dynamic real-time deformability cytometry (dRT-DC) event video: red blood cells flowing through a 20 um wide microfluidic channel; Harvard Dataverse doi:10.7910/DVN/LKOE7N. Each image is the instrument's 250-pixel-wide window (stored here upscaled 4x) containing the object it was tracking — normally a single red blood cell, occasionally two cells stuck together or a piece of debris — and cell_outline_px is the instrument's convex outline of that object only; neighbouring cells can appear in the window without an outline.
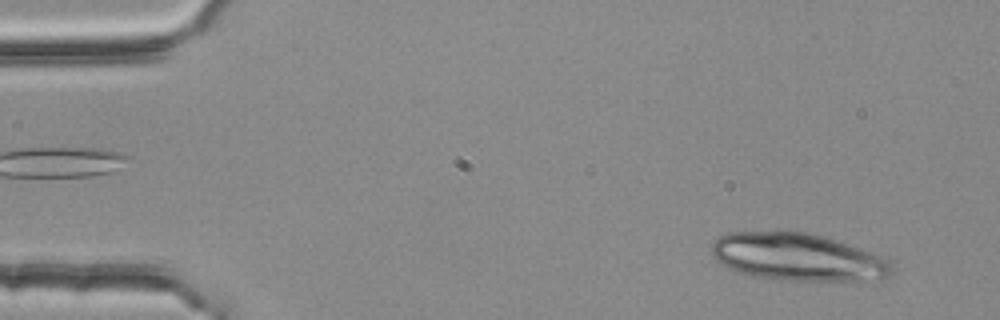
{"species": "common noctule bat (a hibernating species)", "species_latin": "Nyctalus noctula", "temperature_condition": "room temperature", "stored_images_in_passage": 50, "camera_frame_rate_fps": 3000, "um_per_image_px": 0.085, "animal": {"sex": "female", "body_mass_g": 25.1}, "frame": {"image": 1, "passage_image": 3, "time_ms": 0.667, "image_size_px": [1000, 320], "cell_outline_px": [[896, 272], [884, 280], [780, 280], [756, 276], [740, 272], [728, 268], [720, 264], [712, 256], [712, 244], [720, 236], [728, 232], [804, 232], [820, 236], [880, 256], [888, 260], [896, 268]], "centroid_in_image_um": [67.81, 21.88], "position_along_channel_um": 17.2, "area_um2": 49.36}}
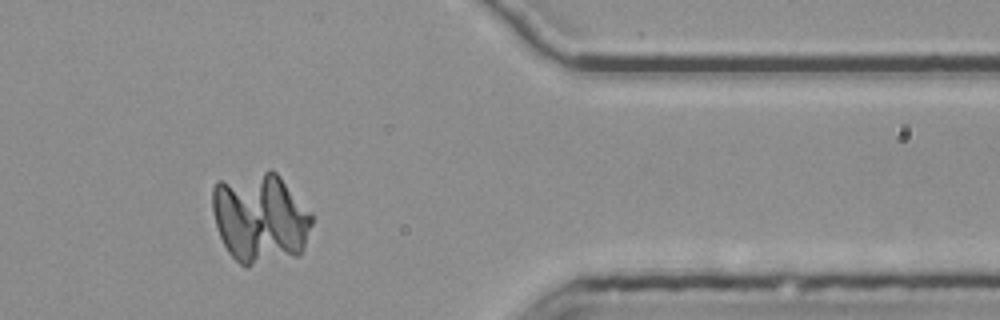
{"frame": {"image": 2, "passage_image": 43, "time_ms": 14.0, "image_size_px": [1000, 320], "cell_outline_px": [[312, 224], [304, 248], [300, 256], [248, 268], [244, 268], [228, 252], [216, 228], [212, 212], [212, 188], [216, 180], [268, 168], [276, 172], [280, 176], [312, 212]], "centroid_in_image_um": [22.11, 18.53], "position_along_channel_um": 389.3, "area_um2": 53.93}}
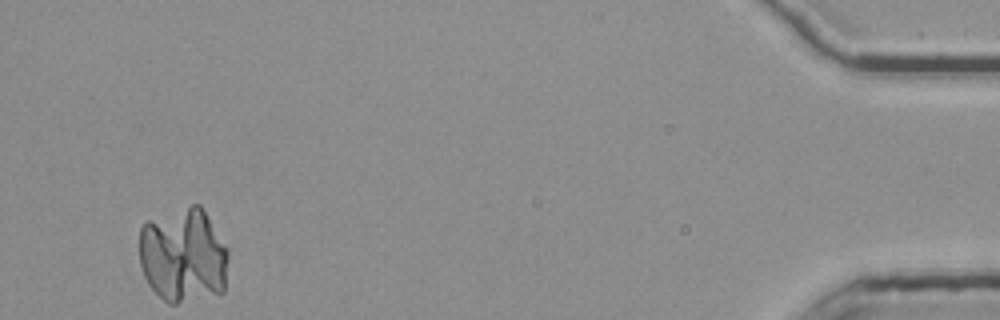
{"frame": {"image": 3, "passage_image": 50, "time_ms": 16.333, "image_size_px": [1000, 320], "cell_outline_px": [[228, 256], [224, 292], [176, 304], [168, 304], [148, 284], [140, 268], [140, 228], [148, 220], [192, 204], [200, 204], [228, 248]], "centroid_in_image_um": [15.58, 21.71], "position_along_channel_um": 419.6, "area_um2": 49.42}}